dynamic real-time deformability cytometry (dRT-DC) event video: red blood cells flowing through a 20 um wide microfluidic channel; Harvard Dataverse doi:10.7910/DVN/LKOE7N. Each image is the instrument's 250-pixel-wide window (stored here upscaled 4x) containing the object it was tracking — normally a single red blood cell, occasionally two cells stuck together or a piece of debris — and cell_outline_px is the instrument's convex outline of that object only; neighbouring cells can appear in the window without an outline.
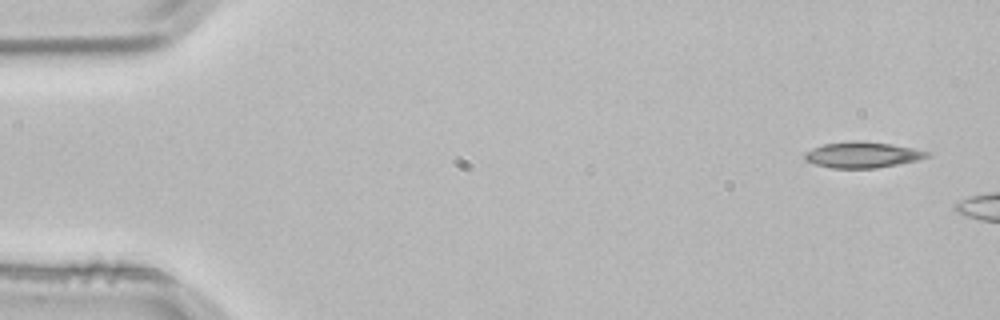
{"species": "common noctule bat (a hibernating species)", "species_latin": "Nyctalus noctula", "temperature_condition": "room temperature", "stored_images_in_passage": 2, "camera_frame_rate_fps": 3000, "um_per_image_px": 0.085, "animal": {"sex": "male", "body_mass_g": 21.5, "forearm_length_mm": 52.0}, "frame": {"image": 1, "passage_image": 1, "time_ms": 0.0, "image_size_px": [1000, 320], "cell_outline_px": [[928, 156], [916, 160], [876, 168], [832, 168], [816, 164], [804, 160], [804, 152], [812, 148], [824, 144], [852, 140], [856, 140], [892, 144], [916, 148], [928, 152]], "centroid_in_image_um": [73.26, 13.15], "position_along_channel_um": 11.7, "area_um2": 18.38}}